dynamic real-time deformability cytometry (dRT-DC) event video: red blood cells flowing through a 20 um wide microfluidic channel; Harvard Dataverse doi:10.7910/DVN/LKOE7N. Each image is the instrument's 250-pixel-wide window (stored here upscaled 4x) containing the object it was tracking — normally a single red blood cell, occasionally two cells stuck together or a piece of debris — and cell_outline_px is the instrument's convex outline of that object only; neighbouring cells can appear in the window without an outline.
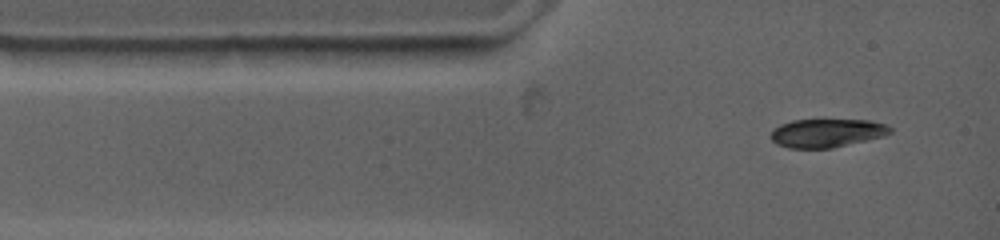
{"species": "common noctule bat (a hibernating species)", "species_latin": "Nyctalus noctula", "temperature_condition": "warm", "stored_images_in_passage": 2, "camera_frame_rate_fps": 4500, "um_per_image_px": 0.085, "animal": {"sex": "female", "body_mass_g": 19.0, "forearm_length_mm": 53.3}, "frame": {"image": 1, "passage_image": 2, "time_ms": 1.111, "image_size_px": [1000, 240], "cell_outline_px": [[892, 132], [884, 136], [832, 148], [788, 148], [776, 144], [768, 136], [772, 128], [780, 124], [792, 120], [824, 116], [868, 120], [888, 124], [892, 128]], "centroid_in_image_um": [70.25, 11.24], "position_along_channel_um": 14.7, "area_um2": 21.15}}